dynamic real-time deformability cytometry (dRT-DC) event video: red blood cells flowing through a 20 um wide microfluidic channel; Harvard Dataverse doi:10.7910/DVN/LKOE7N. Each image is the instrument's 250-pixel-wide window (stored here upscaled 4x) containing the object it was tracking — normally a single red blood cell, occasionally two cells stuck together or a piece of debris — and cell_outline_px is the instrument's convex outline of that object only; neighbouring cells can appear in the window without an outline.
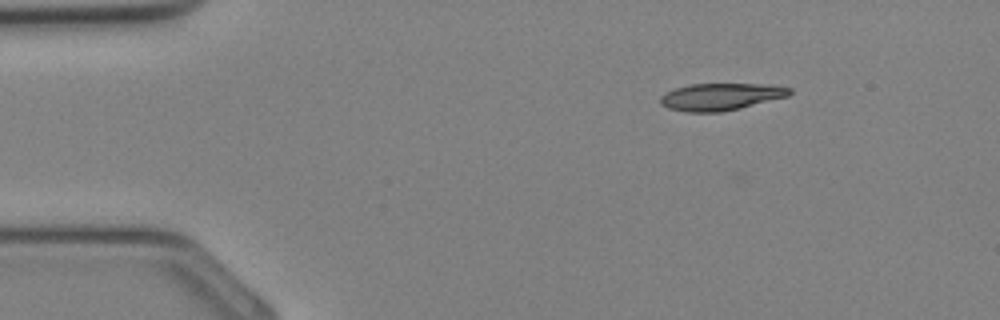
{"species": "Egyptian fruit bat (a non-hibernating species)", "species_latin": "Rousettus aegyptiacus", "temperature_condition": "cold", "stored_images_in_passage": 32, "camera_frame_rate_fps": 3000, "um_per_image_px": 0.085, "animal": {"sex": "female"}, "frame": {"image": 1, "passage_image": 3, "time_ms": 0.667, "image_size_px": [1000, 320], "cell_outline_px": [[792, 92], [788, 96], [740, 108], [720, 112], [688, 112], [668, 108], [660, 104], [660, 96], [676, 88], [692, 84], [772, 84], [792, 88]], "centroid_in_image_um": [61.29, 8.22], "position_along_channel_um": 23.7, "area_um2": 20.35}}
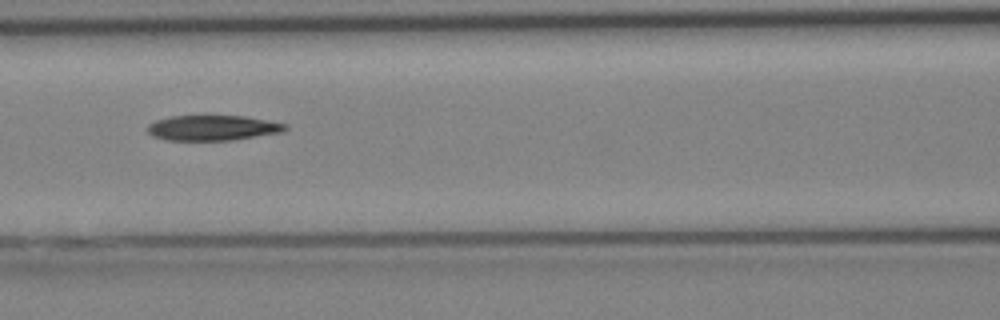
{"frame": {"image": 2, "passage_image": 13, "time_ms": 4.0, "image_size_px": [1000, 320], "cell_outline_px": [[288, 128], [280, 132], [232, 140], [164, 140], [152, 136], [148, 132], [148, 124], [156, 120], [172, 116], [244, 116], [288, 124]], "centroid_in_image_um": [18.05, 10.87], "position_along_channel_um": 148.6, "area_um2": 20.11}}
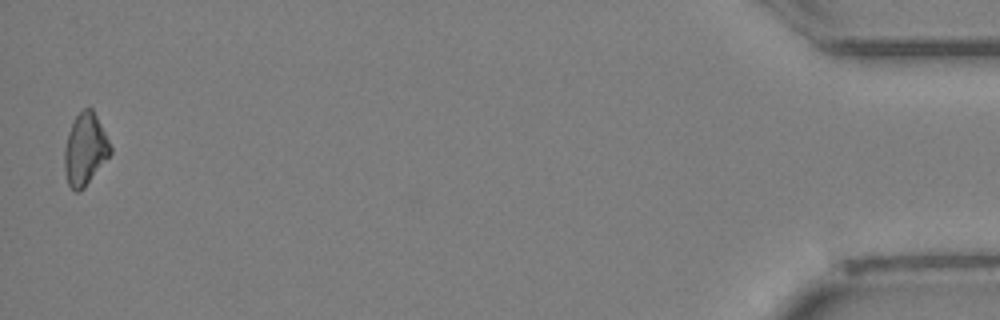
{"frame": {"image": 3, "passage_image": 32, "time_ms": 10.333, "image_size_px": [1000, 320], "cell_outline_px": [[112, 152], [84, 188], [80, 192], [76, 192], [68, 184], [64, 168], [64, 148], [68, 132], [76, 116], [84, 108], [92, 108], [112, 148]], "centroid_in_image_um": [7.22, 12.72], "position_along_channel_um": 428.0, "area_um2": 18.96}}